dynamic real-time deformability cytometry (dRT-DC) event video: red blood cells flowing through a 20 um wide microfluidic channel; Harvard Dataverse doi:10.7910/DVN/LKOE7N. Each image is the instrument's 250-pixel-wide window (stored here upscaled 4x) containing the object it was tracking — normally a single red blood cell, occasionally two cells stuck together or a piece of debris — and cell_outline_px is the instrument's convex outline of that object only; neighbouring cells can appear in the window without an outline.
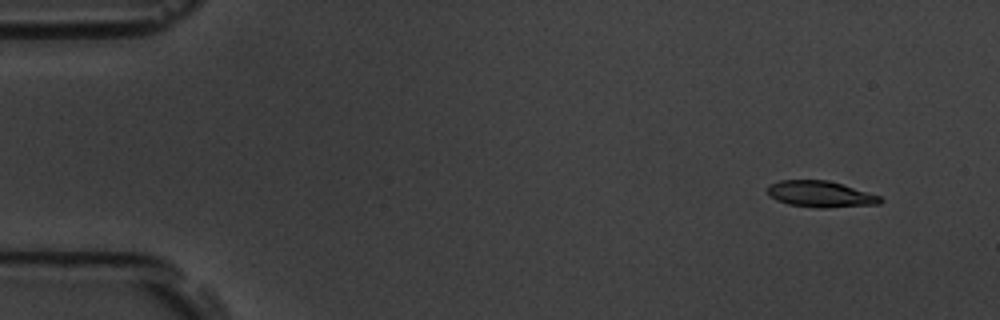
{"species": "common noctule bat (a hibernating species)", "species_latin": "Nyctalus noctula", "temperature_condition": "room temperature", "stored_images_in_passage": 9, "camera_frame_rate_fps": 3000, "um_per_image_px": 0.085, "animal": {"sex": "male", "body_mass_g": 19.5, "forearm_length_mm": 54.6}, "frame": {"image": 1, "passage_image": 2, "time_ms": 1.333, "image_size_px": [1000, 320], "cell_outline_px": [[884, 200], [880, 204], [824, 208], [820, 208], [788, 204], [776, 200], [768, 196], [768, 184], [780, 180], [828, 180], [868, 192], [880, 196]], "centroid_in_image_um": [69.72, 16.5], "position_along_channel_um": 15.3, "area_um2": 17.28}}
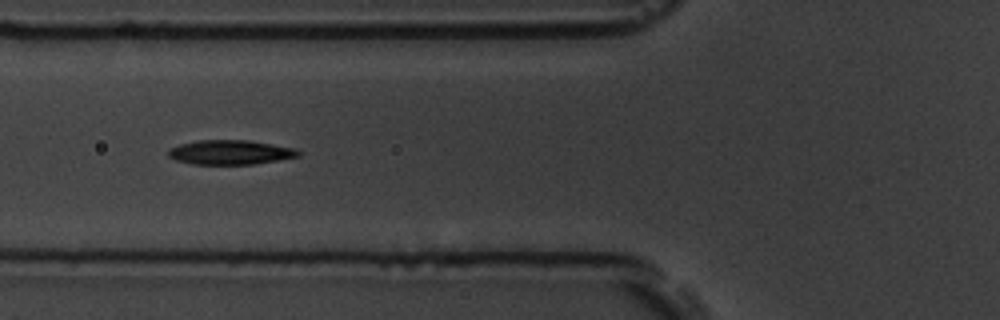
{"frame": {"image": 2, "passage_image": 7, "time_ms": 7.0, "image_size_px": [1000, 320], "cell_outline_px": [[300, 156], [252, 164], [192, 164], [176, 160], [168, 156], [168, 148], [180, 144], [200, 140], [248, 140], [296, 148], [300, 152]], "centroid_in_image_um": [19.56, 12.94], "position_along_channel_um": 106.2, "area_um2": 18.44}}
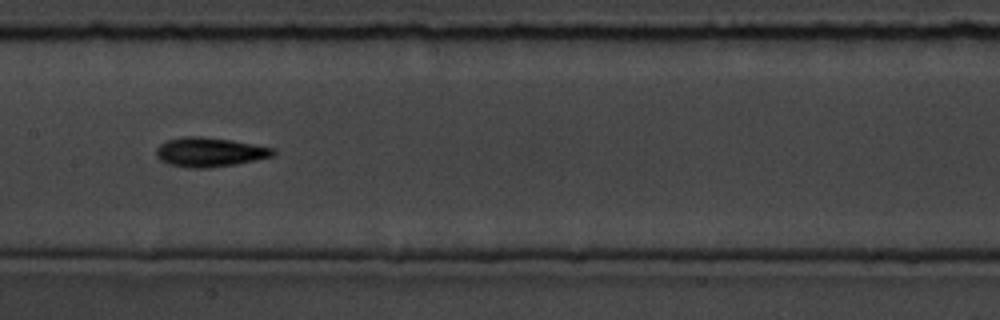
{"frame": {"image": 3, "passage_image": 9, "time_ms": 9.333, "image_size_px": [1000, 320], "cell_outline_px": [[276, 152], [272, 156], [256, 160], [236, 164], [208, 168], [188, 168], [168, 164], [160, 160], [156, 156], [156, 148], [160, 144], [168, 140], [184, 136], [200, 136], [232, 140], [276, 148]], "centroid_in_image_um": [17.82, 12.93], "position_along_channel_um": 189.6, "area_um2": 20.11}}